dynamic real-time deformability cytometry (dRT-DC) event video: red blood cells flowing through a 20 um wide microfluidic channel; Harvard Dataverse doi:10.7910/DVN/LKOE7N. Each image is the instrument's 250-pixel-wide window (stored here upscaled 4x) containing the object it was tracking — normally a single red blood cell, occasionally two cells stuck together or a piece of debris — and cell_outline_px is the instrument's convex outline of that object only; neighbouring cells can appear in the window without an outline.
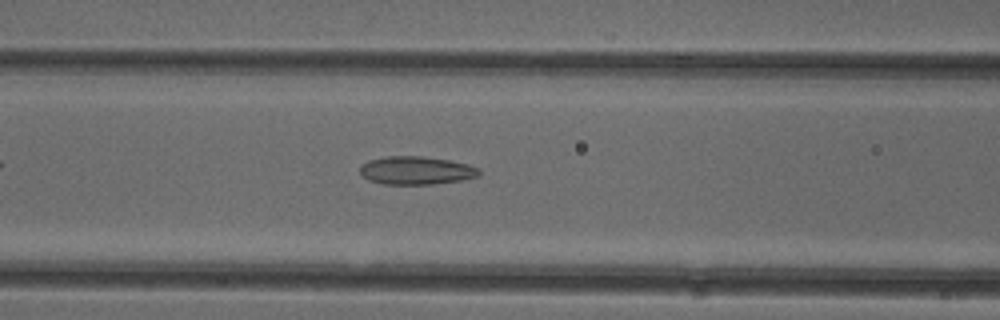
{"species": "common noctule bat (a hibernating species)", "species_latin": "Nyctalus noctula", "temperature_condition": "cold", "stored_images_in_passage": 35, "camera_frame_rate_fps": 3000, "um_per_image_px": 0.085, "animal": {"sex": "female"}, "frame": {"image": 1, "passage_image": 11, "time_ms": 3.333, "image_size_px": [1000, 320], "cell_outline_px": [[480, 176], [460, 180], [432, 184], [384, 184], [368, 180], [360, 172], [360, 164], [368, 160], [388, 156], [424, 156], [448, 160], [468, 164], [480, 168]], "centroid_in_image_um": [35.37, 14.48], "position_along_channel_um": 131.2, "area_um2": 19.59}}
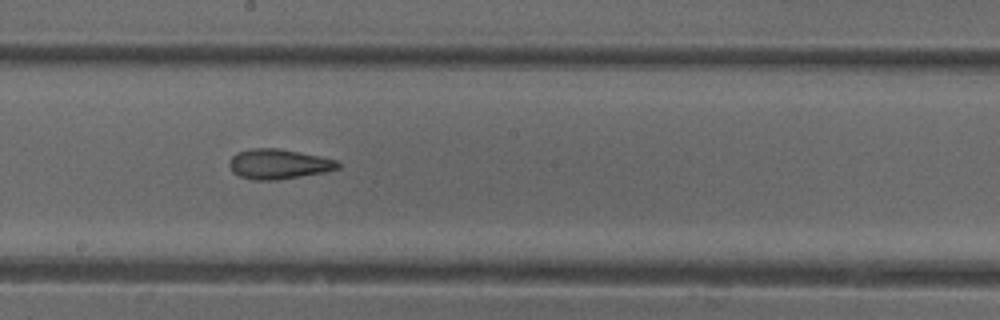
{"frame": {"image": 2, "passage_image": 18, "time_ms": 5.667, "image_size_px": [1000, 320], "cell_outline_px": [[340, 168], [324, 172], [276, 180], [256, 180], [240, 176], [232, 172], [228, 164], [232, 156], [236, 152], [252, 148], [280, 148], [320, 156], [336, 160], [340, 164]], "centroid_in_image_um": [23.66, 13.93], "position_along_channel_um": 224.5, "area_um2": 18.96}}
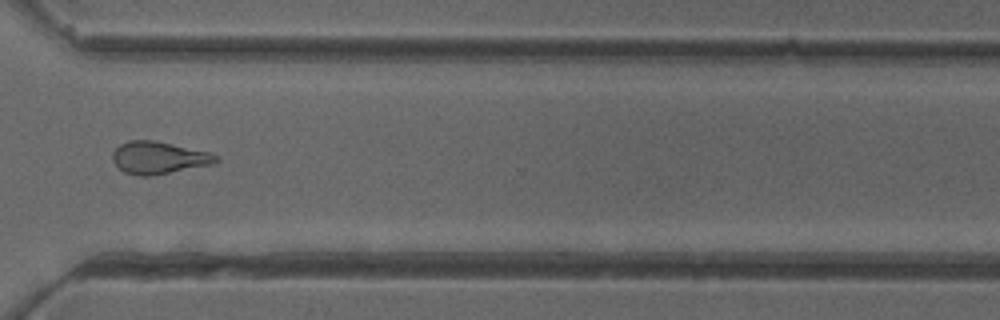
{"frame": {"image": 3, "passage_image": 28, "time_ms": 9.0, "image_size_px": [1000, 320], "cell_outline_px": [[220, 160], [212, 164], [152, 176], [140, 176], [124, 172], [112, 160], [112, 152], [120, 144], [128, 140], [156, 140], [212, 152], [220, 156]], "centroid_in_image_um": [13.53, 13.39], "position_along_channel_um": 357.1, "area_um2": 19.77}}